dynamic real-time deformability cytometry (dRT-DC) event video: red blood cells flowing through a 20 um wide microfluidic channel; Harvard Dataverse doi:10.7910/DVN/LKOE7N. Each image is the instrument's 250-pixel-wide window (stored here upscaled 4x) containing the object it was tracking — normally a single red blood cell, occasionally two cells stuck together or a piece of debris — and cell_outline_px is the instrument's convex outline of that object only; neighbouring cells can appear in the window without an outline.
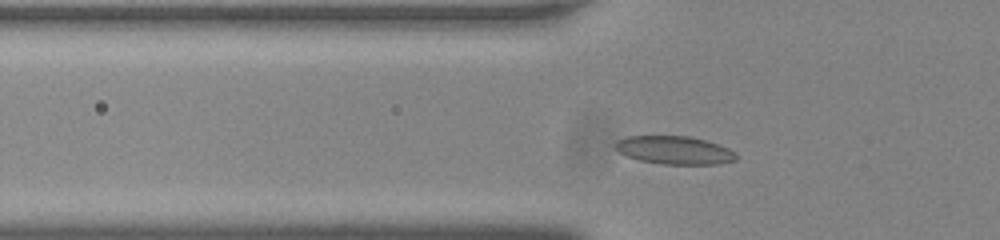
{"species": "common noctule bat (a hibernating species)", "species_latin": "Nyctalus noctula", "temperature_condition": "room temperature", "stored_images_in_passage": 45, "camera_frame_rate_fps": 3000, "um_per_image_px": 0.085, "animal": {"sex": "male", "body_mass_g": 20.0, "forearm_length_mm": 53.3}, "frame": {"image": 1, "passage_image": 9, "time_ms": 2.667, "image_size_px": [1000, 240], "cell_outline_px": [[736, 160], [720, 164], [660, 164], [640, 160], [628, 156], [620, 152], [616, 148], [616, 140], [628, 136], [688, 136], [704, 140], [728, 148], [736, 152]], "centroid_in_image_um": [57.34, 12.77], "position_along_channel_um": 68.5, "area_um2": 19.65}}
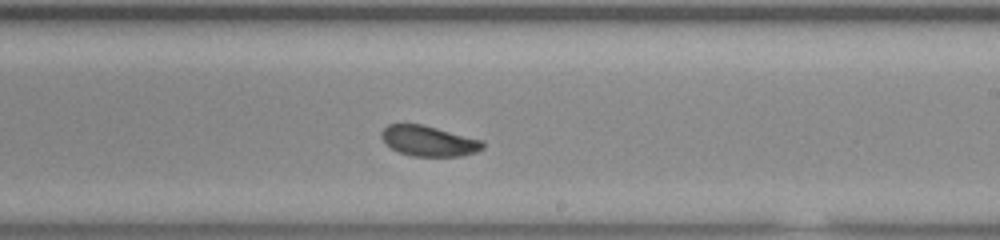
{"frame": {"image": 2, "passage_image": 24, "time_ms": 7.667, "image_size_px": [1000, 240], "cell_outline_px": [[484, 148], [476, 152], [460, 156], [412, 156], [400, 152], [384, 144], [380, 136], [380, 132], [388, 124], [420, 124], [484, 140]], "centroid_in_image_um": [36.43, 11.98], "position_along_channel_um": 252.6, "area_um2": 17.98}}
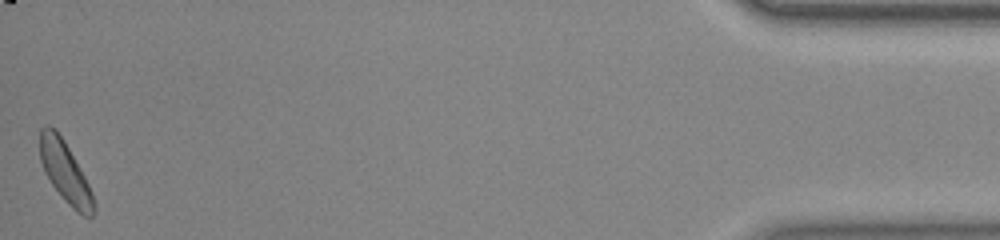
{"frame": {"image": 3, "passage_image": 45, "time_ms": 14.667, "image_size_px": [1000, 240], "cell_outline_px": [[96, 208], [92, 216], [84, 216], [76, 212], [64, 200], [52, 184], [44, 172], [40, 160], [40, 128], [44, 124], [48, 124], [56, 128], [64, 140], [80, 168], [92, 192]], "centroid_in_image_um": [5.52, 14.6], "position_along_channel_um": 429.7, "area_um2": 19.13}, "authors_computed_cell_mechanics": {"area_um2": 18.6116, "velocity_mm_per_s": 3.7179, "shape_relaxation_time_tau1_ms": 3.7195, "shape_relaxation_time_tau2_ms": 6.6094, "deformation_change_tau1": 0.0949, "deformation_change_tau2": 0.1042}}